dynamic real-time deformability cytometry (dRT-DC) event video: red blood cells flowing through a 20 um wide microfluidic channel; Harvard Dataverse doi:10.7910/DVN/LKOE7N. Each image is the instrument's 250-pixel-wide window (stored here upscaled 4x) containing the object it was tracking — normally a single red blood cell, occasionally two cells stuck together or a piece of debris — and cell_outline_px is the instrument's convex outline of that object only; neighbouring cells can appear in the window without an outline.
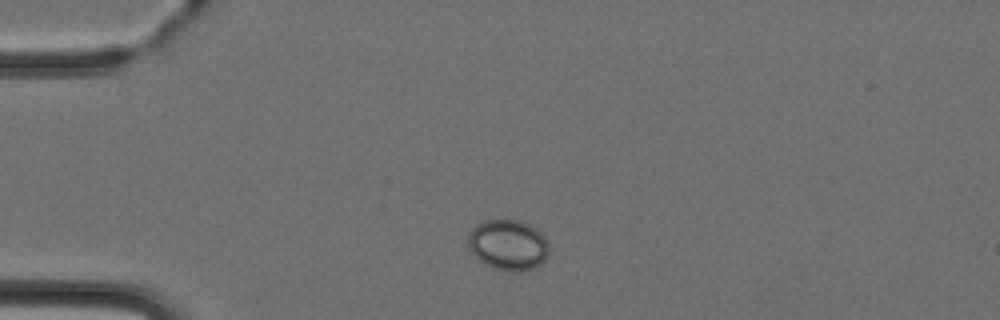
{"species": "Egyptian fruit bat (a non-hibernating species)", "species_latin": "Rousettus aegyptiacus", "temperature_condition": "cold", "stored_images_in_passage": 3, "camera_frame_rate_fps": 3000, "um_per_image_px": 0.085, "animal": {"sex": "female"}, "frame": {"image": 1, "passage_image": 1, "time_ms": 0.0, "image_size_px": [1000, 320], "cell_outline_px": [[548, 256], [540, 264], [532, 268], [520, 272], [512, 272], [496, 268], [484, 264], [472, 252], [468, 244], [468, 232], [476, 224], [484, 220], [504, 216], [520, 220], [536, 228], [544, 236], [548, 244]], "centroid_in_image_um": [43.18, 20.76], "position_along_channel_um": 41.8, "area_um2": 24.39}}
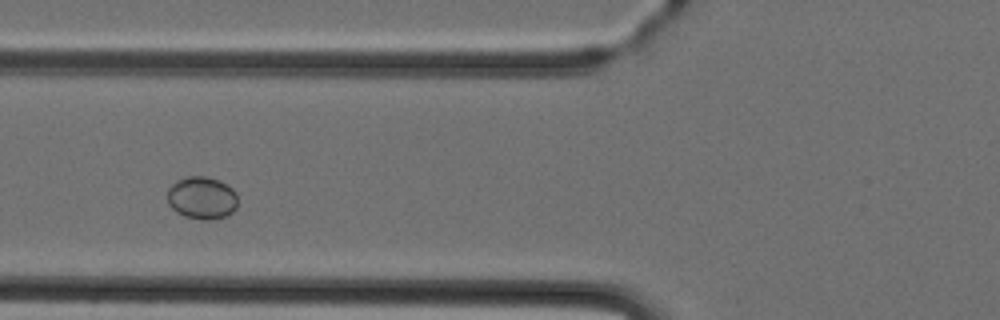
{"frame": {"image": 2, "passage_image": 3, "time_ms": 2.333, "image_size_px": [1000, 320], "cell_outline_px": [[236, 208], [232, 212], [224, 216], [212, 220], [204, 220], [184, 216], [176, 212], [168, 204], [168, 188], [176, 180], [184, 176], [204, 176], [220, 180], [232, 188], [236, 192]], "centroid_in_image_um": [17.14, 16.81], "position_along_channel_um": 108.7, "area_um2": 17.57}}